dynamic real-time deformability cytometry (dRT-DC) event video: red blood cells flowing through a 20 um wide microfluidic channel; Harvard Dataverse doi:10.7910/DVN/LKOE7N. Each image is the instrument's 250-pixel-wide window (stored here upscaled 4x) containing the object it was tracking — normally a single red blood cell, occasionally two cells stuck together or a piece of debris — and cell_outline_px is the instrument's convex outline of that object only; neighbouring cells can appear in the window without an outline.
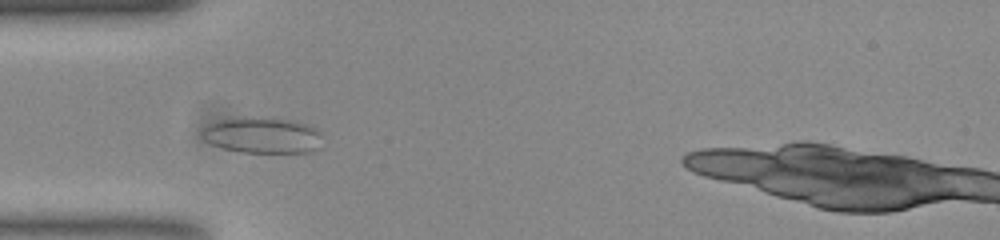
{"species": "common noctule bat (a hibernating species)", "species_latin": "Nyctalus noctula", "temperature_condition": "room temperature", "stored_images_in_passage": 46, "camera_frame_rate_fps": 3000, "um_per_image_px": 0.085, "animal": {"sex": "female", "body_mass_g": 23.0, "forearm_length_mm": 53.4}, "frame": {"image": 1, "passage_image": 7, "time_ms": 2.0, "image_size_px": [1000, 240], "cell_outline_px": [[320, 136], [316, 148], [308, 152], [244, 152], [224, 148], [212, 144], [200, 132], [208, 124], [220, 120], [296, 120], [308, 124], [316, 128], [320, 132]], "centroid_in_image_um": [22.34, 11.53], "position_along_channel_um": 62.7, "area_um2": 23.87}}
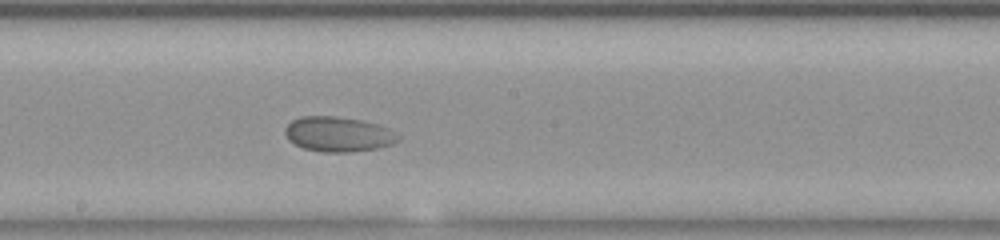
{"frame": {"image": 2, "passage_image": 20, "time_ms": 6.333, "image_size_px": [1000, 240], "cell_outline_px": [[400, 140], [392, 144], [376, 148], [348, 152], [324, 152], [304, 148], [288, 140], [284, 132], [284, 128], [292, 120], [300, 116], [336, 116], [360, 120], [376, 124], [388, 128], [400, 136]], "centroid_in_image_um": [28.73, 11.4], "position_along_channel_um": 219.5, "area_um2": 22.95}}
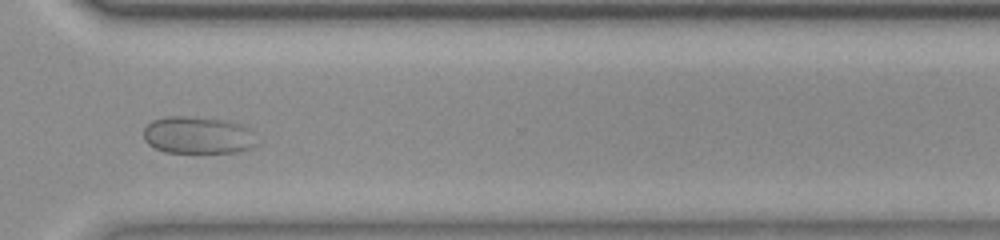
{"frame": {"image": 3, "passage_image": 31, "time_ms": 10.0, "image_size_px": [1000, 240], "cell_outline_px": [[248, 148], [236, 152], [164, 152], [148, 144], [144, 140], [144, 128], [152, 120], [164, 116], [188, 116], [228, 120], [240, 124], [248, 128]], "centroid_in_image_um": [16.65, 11.46], "position_along_channel_um": 354.0, "area_um2": 23.81}}